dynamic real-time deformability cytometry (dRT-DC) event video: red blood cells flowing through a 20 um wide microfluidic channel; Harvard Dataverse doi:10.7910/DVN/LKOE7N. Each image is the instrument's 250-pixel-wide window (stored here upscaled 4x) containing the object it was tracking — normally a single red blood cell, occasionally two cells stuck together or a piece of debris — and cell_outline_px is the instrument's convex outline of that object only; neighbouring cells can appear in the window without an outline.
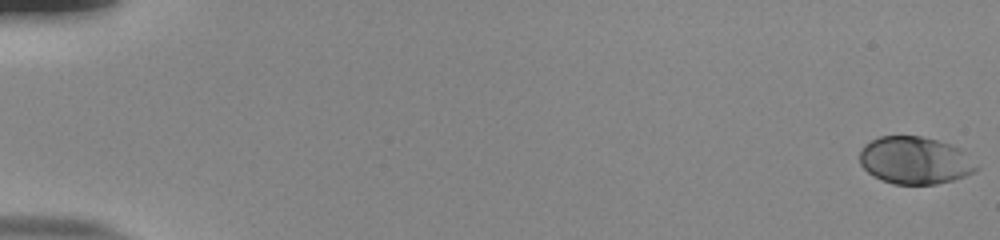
{"species": "human", "species_latin": "Homo sapiens", "temperature_condition": "room temperature", "stored_images_in_passage": 55, "camera_frame_rate_fps": 3000, "um_per_image_px": 0.085, "donor": {"sex": "male"}, "frame": {"image": 1, "passage_image": 1, "time_ms": 0.0, "image_size_px": [1000, 240], "cell_outline_px": [[980, 168], [964, 176], [952, 180], [936, 184], [892, 184], [880, 180], [872, 176], [860, 164], [860, 152], [864, 144], [880, 136], [920, 136], [936, 140], [960, 148]], "centroid_in_image_um": [77.74, 13.64], "position_along_channel_um": 7.3, "area_um2": 32.14}}
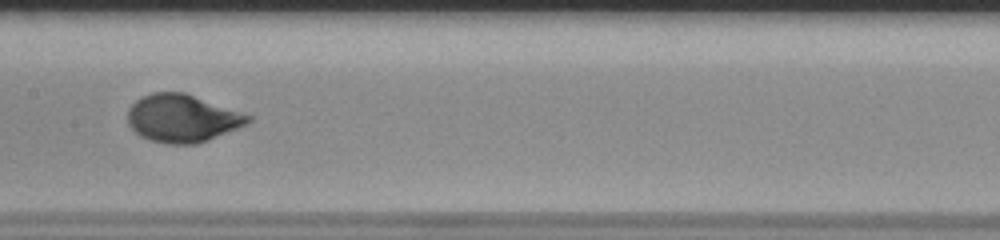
{"frame": {"image": 2, "passage_image": 30, "time_ms": 9.667, "image_size_px": [1000, 240], "cell_outline_px": [[252, 120], [236, 128], [208, 140], [196, 144], [168, 144], [148, 140], [140, 136], [128, 124], [128, 108], [136, 100], [152, 92], [184, 92], [252, 116]], "centroid_in_image_um": [15.45, 10.06], "position_along_channel_um": 191.9, "area_um2": 33.18}}
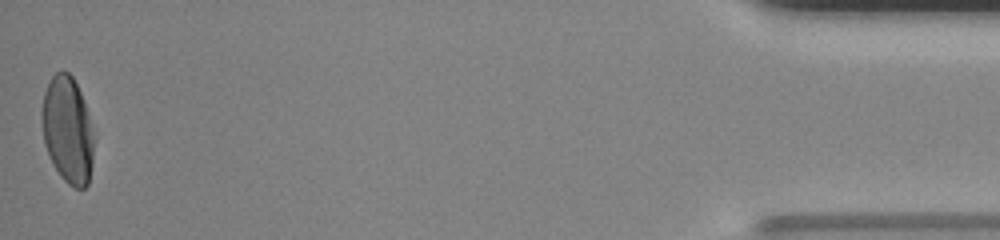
{"frame": {"image": 3, "passage_image": 55, "time_ms": 18.0, "image_size_px": [1000, 240], "cell_outline_px": [[92, 160], [88, 184], [84, 188], [76, 188], [68, 184], [60, 176], [44, 144], [40, 120], [40, 112], [44, 92], [52, 76], [56, 72], [68, 72], [72, 76], [80, 92], [84, 104], [92, 136]], "centroid_in_image_um": [5.69, 11.04], "position_along_channel_um": 429.5, "area_um2": 31.73}, "authors_computed_cell_mechanics": {"area_um2": 32.1946, "velocity_mm_per_s": 3.8377, "shape_relaxation_time_tau1_ms": 2.7098, "shape_relaxation_time_tau2_ms": null, "deformation_change_tau1": 0.1502, "deformation_change_tau2": null}}